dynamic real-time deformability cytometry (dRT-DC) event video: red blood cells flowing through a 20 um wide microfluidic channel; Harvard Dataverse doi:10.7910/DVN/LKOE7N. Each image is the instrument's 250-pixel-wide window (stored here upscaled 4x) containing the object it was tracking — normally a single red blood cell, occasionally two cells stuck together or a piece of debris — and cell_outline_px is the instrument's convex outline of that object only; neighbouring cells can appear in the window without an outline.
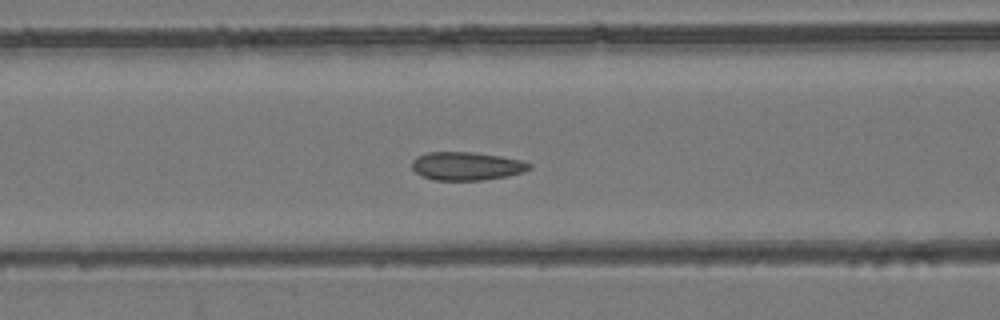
{"species": "common noctule bat (a hibernating species)", "species_latin": "Nyctalus noctula", "temperature_condition": "room temperature", "stored_images_in_passage": 53, "camera_frame_rate_fps": 3000, "um_per_image_px": 0.085, "animal": {"sex": "female", "body_mass_g": 24.6, "forearm_length_mm": 56.2}, "frame": {"image": 1, "passage_image": 22, "time_ms": 7.0, "image_size_px": [1000, 320], "cell_outline_px": [[532, 168], [524, 172], [508, 176], [484, 180], [432, 180], [416, 172], [412, 168], [412, 160], [416, 156], [428, 152], [472, 152], [500, 156], [520, 160], [532, 164]], "centroid_in_image_um": [39.67, 14.12], "position_along_channel_um": 126.9, "area_um2": 19.42}}
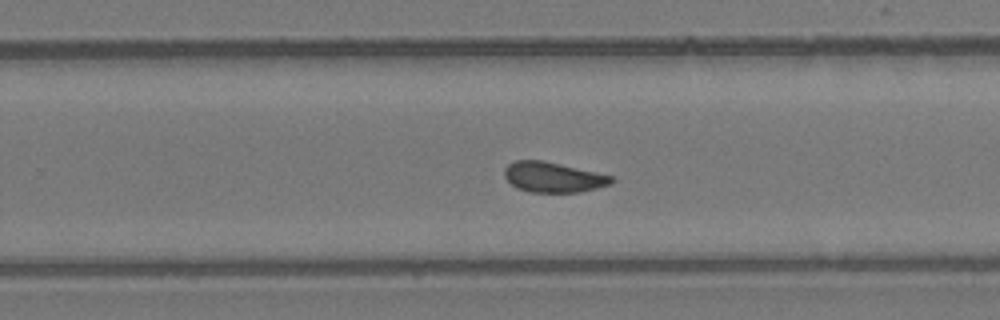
{"frame": {"image": 2, "passage_image": 34, "time_ms": 11.0, "image_size_px": [1000, 320], "cell_outline_px": [[616, 180], [612, 184], [580, 192], [528, 192], [516, 188], [504, 176], [504, 168], [508, 164], [516, 160], [544, 160], [596, 172], [612, 176]], "centroid_in_image_um": [47.02, 15.06], "position_along_channel_um": 282.8, "area_um2": 18.96}}
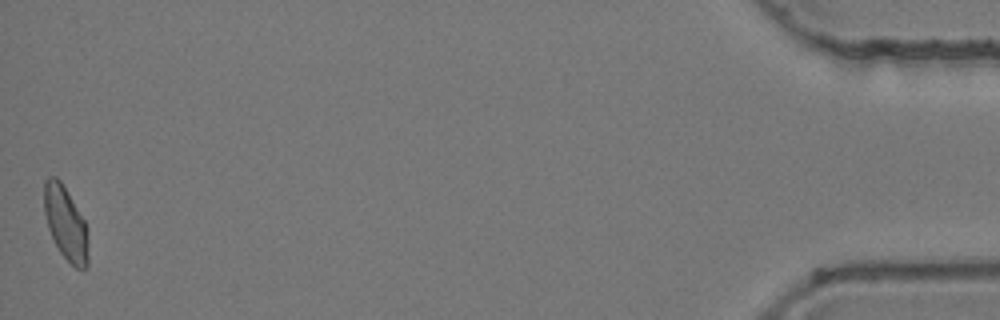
{"frame": {"image": 3, "passage_image": 53, "time_ms": 17.333, "image_size_px": [1000, 320], "cell_outline_px": [[88, 268], [76, 268], [60, 252], [48, 228], [44, 212], [44, 180], [48, 176], [56, 176], [60, 180], [84, 220], [88, 240]], "centroid_in_image_um": [5.57, 18.96], "position_along_channel_um": 429.6, "area_um2": 18.67}, "authors_computed_cell_mechanics": {"area_um2": 19.4208, "velocity_mm_per_s": 3.911, "shape_relaxation_time_tau1_ms": null, "shape_relaxation_time_tau2_ms": 2.1078, "deformation_change_tau1": null, "deformation_change_tau2": 0.0518}}